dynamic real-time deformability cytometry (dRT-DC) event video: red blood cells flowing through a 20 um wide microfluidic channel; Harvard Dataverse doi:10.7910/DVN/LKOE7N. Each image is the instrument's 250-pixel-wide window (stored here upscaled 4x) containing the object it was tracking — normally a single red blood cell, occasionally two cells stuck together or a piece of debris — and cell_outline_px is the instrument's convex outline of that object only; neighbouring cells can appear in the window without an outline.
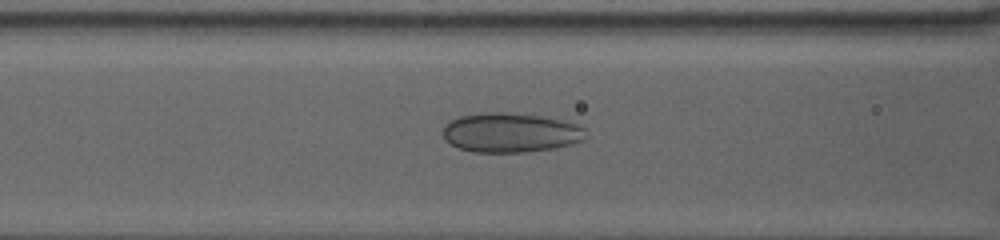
{"species": "human", "species_latin": "Homo sapiens", "temperature_condition": "warm", "stored_images_in_passage": 50, "camera_frame_rate_fps": 3000, "um_per_image_px": 0.085, "donor": {"sex": "female"}, "frame": {"image": 1, "passage_image": 3, "time_ms": 0.667, "image_size_px": [1000, 240], "cell_outline_px": [[588, 136], [584, 140], [572, 144], [552, 148], [524, 152], [472, 152], [460, 148], [444, 140], [444, 128], [452, 120], [460, 116], [484, 112], [504, 112], [540, 116], [564, 120], [576, 124], [584, 128]], "centroid_in_image_um": [43.43, 11.27], "position_along_channel_um": 123.2, "area_um2": 32.77}}
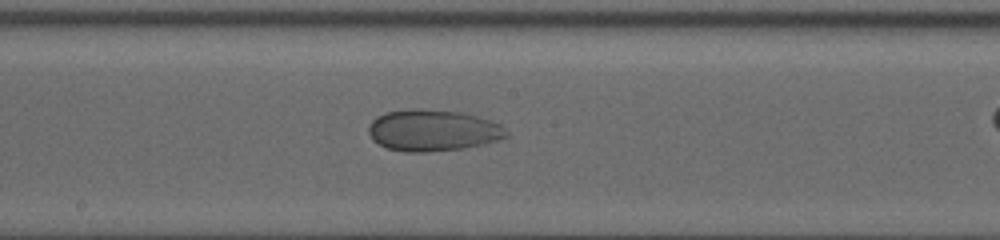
{"frame": {"image": 2, "passage_image": 18, "time_ms": 4.0, "image_size_px": [1000, 240], "cell_outline_px": [[508, 136], [484, 144], [460, 148], [428, 152], [404, 152], [388, 148], [372, 140], [368, 132], [368, 128], [372, 120], [376, 116], [388, 112], [460, 112], [476, 116], [500, 124], [508, 132]], "centroid_in_image_um": [36.79, 11.14], "position_along_channel_um": 211.4, "area_um2": 32.02}}
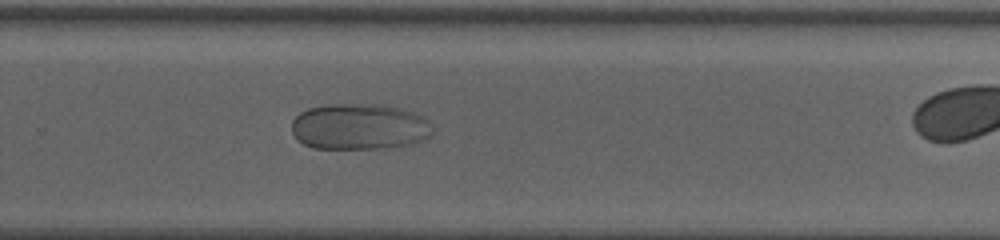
{"frame": {"image": 3, "passage_image": 33, "time_ms": 7.333, "image_size_px": [1000, 240], "cell_outline_px": [[432, 136], [424, 140], [400, 148], [312, 148], [296, 140], [292, 132], [292, 120], [300, 112], [308, 108], [332, 104], [380, 104], [400, 108], [416, 112], [424, 116], [428, 120], [432, 128]], "centroid_in_image_um": [30.59, 10.77], "position_along_channel_um": 299.2, "area_um2": 38.49}}